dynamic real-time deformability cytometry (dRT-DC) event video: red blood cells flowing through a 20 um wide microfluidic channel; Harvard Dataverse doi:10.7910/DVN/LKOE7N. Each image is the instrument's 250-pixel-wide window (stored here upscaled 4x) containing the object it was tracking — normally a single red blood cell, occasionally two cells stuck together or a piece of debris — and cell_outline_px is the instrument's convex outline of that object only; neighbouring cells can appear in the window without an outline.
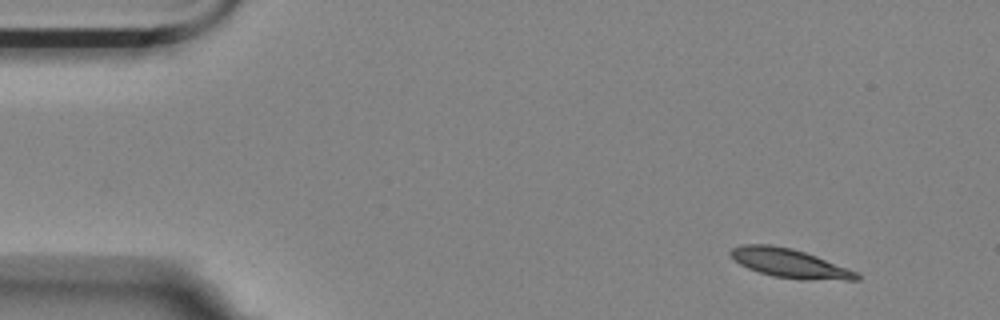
{"species": "Egyptian fruit bat (a non-hibernating species)", "species_latin": "Rousettus aegyptiacus", "temperature_condition": "room temperature", "stored_images_in_passage": 53, "segment_of_instrument_passage": [1, 2], "camera_frame_rate_fps": 3000, "um_per_image_px": 0.085, "animal": {"sex": "female"}, "frame": {"image": 1, "passage_image": 1, "time_ms": 0.0, "image_size_px": [1000, 320], "cell_outline_px": [[860, 280], [800, 280], [772, 276], [748, 268], [740, 264], [728, 256], [728, 252], [732, 248], [740, 244], [772, 244], [792, 248], [816, 256], [848, 268], [856, 272], [860, 276]], "centroid_in_image_um": [67.08, 22.37], "position_along_channel_um": 17.9, "area_um2": 21.5}}
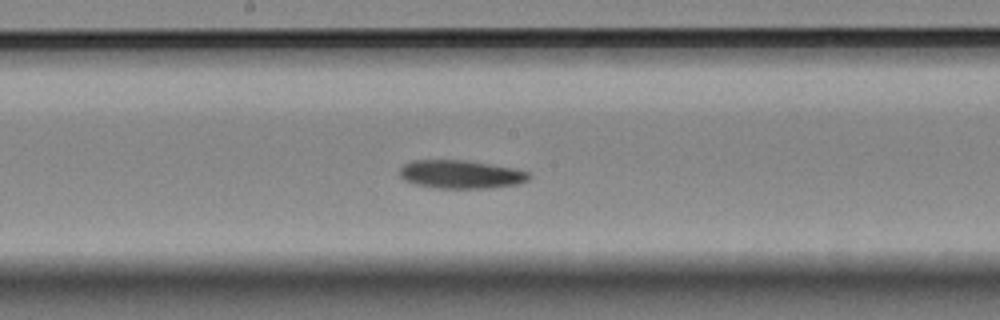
{"frame": {"image": 2, "passage_image": 25, "time_ms": 8.0, "image_size_px": [1000, 320], "cell_outline_px": [[532, 176], [528, 180], [516, 184], [488, 188], [436, 188], [416, 184], [404, 180], [400, 176], [400, 168], [404, 164], [412, 160], [468, 160], [516, 168], [528, 172]], "centroid_in_image_um": [39.18, 14.81], "position_along_channel_um": 209.0, "area_um2": 21.44}}
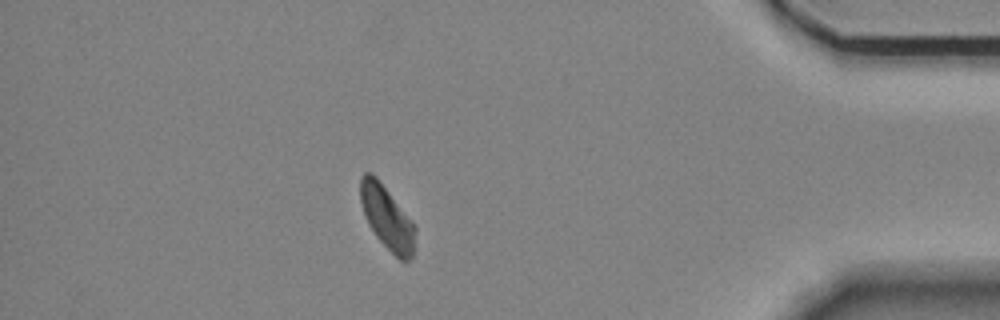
{"frame": {"image": 3, "passage_image": 45, "time_ms": 14.667, "image_size_px": [1000, 320], "cell_outline_px": [[416, 232], [412, 256], [408, 260], [400, 260], [376, 236], [368, 224], [360, 200], [360, 176], [364, 172], [372, 172], [376, 176], [416, 224]], "centroid_in_image_um": [32.9, 18.45], "position_along_channel_um": 402.3, "area_um2": 20.29}}